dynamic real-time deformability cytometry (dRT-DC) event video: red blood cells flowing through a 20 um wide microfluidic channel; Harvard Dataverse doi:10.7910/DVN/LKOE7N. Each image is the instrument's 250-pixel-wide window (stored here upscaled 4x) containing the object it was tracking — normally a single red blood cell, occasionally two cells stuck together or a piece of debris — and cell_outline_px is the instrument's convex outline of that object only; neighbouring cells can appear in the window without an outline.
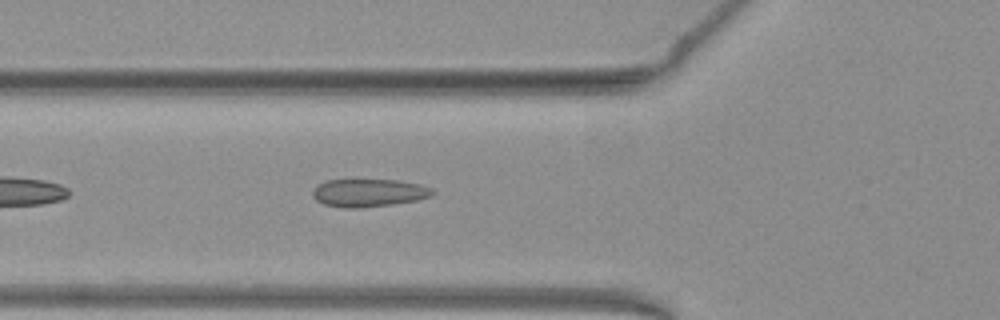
{"species": "common noctule bat (a hibernating species)", "species_latin": "Nyctalus noctula", "temperature_condition": "warm", "stored_images_in_passage": 4, "camera_frame_rate_fps": 3000, "um_per_image_px": 0.085, "animal": {"sex": "female", "body_mass_g": 19.3, "forearm_length_mm": 54.1}, "frame": {"image": 1, "passage_image": 3, "time_ms": 0.667, "image_size_px": [1000, 320], "cell_outline_px": [[436, 192], [432, 196], [416, 200], [392, 204], [356, 208], [344, 208], [324, 204], [316, 200], [312, 196], [312, 192], [316, 184], [324, 180], [396, 180], [420, 184], [432, 188]], "centroid_in_image_um": [31.32, 16.38], "position_along_channel_um": 94.5, "area_um2": 19.54}}